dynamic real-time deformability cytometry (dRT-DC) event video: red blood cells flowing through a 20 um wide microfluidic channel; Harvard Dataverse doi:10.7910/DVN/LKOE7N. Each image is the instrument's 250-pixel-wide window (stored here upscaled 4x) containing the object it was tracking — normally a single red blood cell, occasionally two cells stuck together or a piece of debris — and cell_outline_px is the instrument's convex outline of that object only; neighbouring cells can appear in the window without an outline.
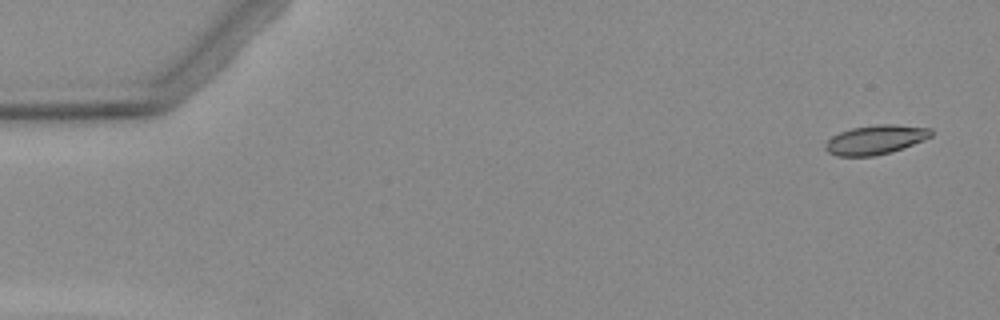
{"species": "Egyptian fruit bat (a non-hibernating species)", "species_latin": "Rousettus aegyptiacus", "temperature_condition": "warm", "stored_images_in_passage": 4, "camera_frame_rate_fps": 3000, "um_per_image_px": 0.085, "animal": {"sex": "female"}, "frame": {"image": 1, "passage_image": 1, "time_ms": 0.0, "image_size_px": [1000, 320], "cell_outline_px": [[932, 136], [924, 140], [892, 152], [872, 156], [836, 156], [828, 152], [824, 148], [824, 144], [832, 136], [840, 132], [852, 128], [876, 124], [892, 124], [932, 128]], "centroid_in_image_um": [74.41, 11.87], "position_along_channel_um": 10.6, "area_um2": 18.09}}
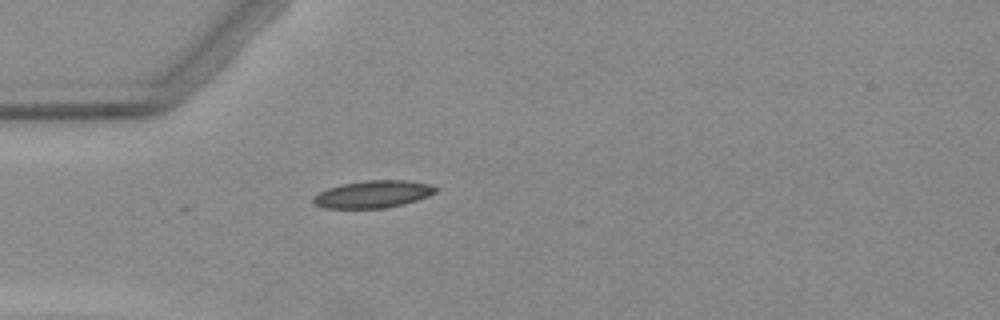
{"frame": {"image": 2, "passage_image": 4, "time_ms": 4.333, "image_size_px": [1000, 320], "cell_outline_px": [[440, 188], [436, 192], [428, 196], [404, 204], [384, 208], [324, 208], [316, 204], [312, 200], [312, 196], [328, 188], [340, 184], [364, 180], [408, 180], [432, 184]], "centroid_in_image_um": [31.74, 16.49], "position_along_channel_um": 53.3, "area_um2": 19.65}}